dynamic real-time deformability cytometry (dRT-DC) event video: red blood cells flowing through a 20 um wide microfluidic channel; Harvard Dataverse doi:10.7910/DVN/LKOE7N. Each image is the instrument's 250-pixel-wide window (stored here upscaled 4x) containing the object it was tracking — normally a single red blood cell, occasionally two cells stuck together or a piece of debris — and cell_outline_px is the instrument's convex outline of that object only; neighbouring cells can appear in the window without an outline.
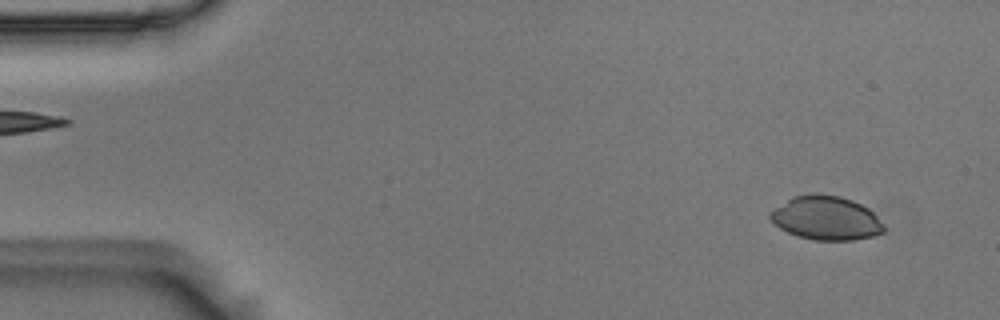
{"species": "Egyptian fruit bat (a non-hibernating species)", "species_latin": "Rousettus aegyptiacus", "temperature_condition": "room temperature", "stored_images_in_passage": 54, "camera_frame_rate_fps": 3000, "um_per_image_px": 0.085, "animal": {"sex": "male"}, "frame": {"image": 1, "passage_image": 4, "time_ms": 1.0, "image_size_px": [1000, 320], "cell_outline_px": [[884, 232], [872, 236], [852, 240], [812, 240], [796, 236], [780, 228], [768, 216], [768, 212], [792, 196], [816, 192], [840, 196], [852, 200], [868, 208], [884, 224]], "centroid_in_image_um": [70.19, 18.52], "position_along_channel_um": 14.8, "area_um2": 29.25}}
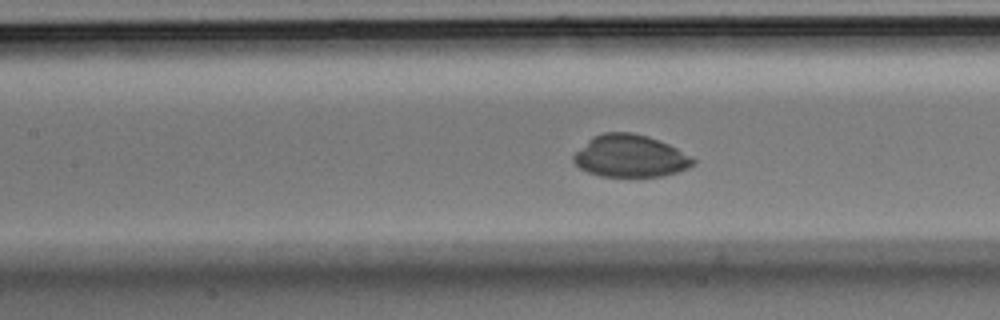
{"frame": {"image": 2, "passage_image": 24, "time_ms": 7.667, "image_size_px": [1000, 320], "cell_outline_px": [[696, 164], [688, 168], [676, 172], [660, 176], [600, 176], [588, 172], [580, 168], [572, 160], [572, 156], [592, 136], [604, 132], [632, 132], [648, 136], [668, 144], [692, 156], [696, 160]], "centroid_in_image_um": [53.57, 13.26], "position_along_channel_um": 153.8, "area_um2": 29.42}}
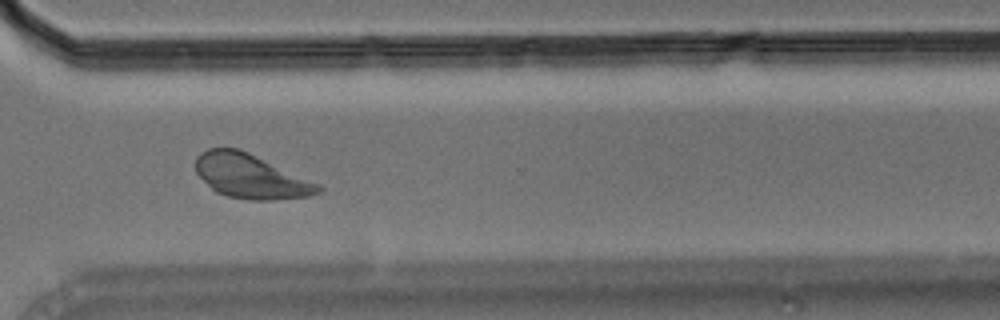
{"frame": {"image": 3, "passage_image": 40, "time_ms": 13.0, "image_size_px": [1000, 320], "cell_outline_px": [[324, 188], [320, 192], [308, 196], [272, 200], [248, 200], [228, 196], [216, 192], [196, 172], [196, 156], [200, 152], [208, 148], [240, 148], [320, 184]], "centroid_in_image_um": [21.32, 14.97], "position_along_channel_um": 349.3, "area_um2": 31.56}}